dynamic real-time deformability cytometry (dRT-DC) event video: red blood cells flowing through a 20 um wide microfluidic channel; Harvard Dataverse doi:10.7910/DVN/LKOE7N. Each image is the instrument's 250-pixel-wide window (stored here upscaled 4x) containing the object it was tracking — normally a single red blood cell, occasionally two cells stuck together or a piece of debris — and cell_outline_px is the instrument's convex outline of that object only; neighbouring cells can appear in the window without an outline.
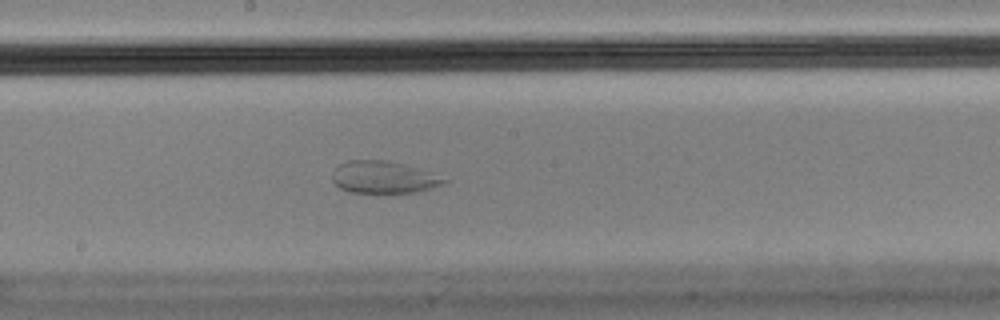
{"species": "Egyptian fruit bat (a non-hibernating species)", "species_latin": "Rousettus aegyptiacus", "temperature_condition": "cold", "stored_images_in_passage": 41, "camera_frame_rate_fps": 3000, "um_per_image_px": 0.085, "animal": {"sex": "male"}, "frame": {"image": 1, "passage_image": 18, "time_ms": 5.667, "image_size_px": [1000, 320], "cell_outline_px": [[448, 180], [444, 184], [432, 188], [416, 192], [348, 192], [340, 188], [332, 180], [332, 172], [340, 164], [348, 160], [388, 160], [416, 168]], "centroid_in_image_um": [32.55, 15.06], "position_along_channel_um": 215.7, "area_um2": 20.58}}